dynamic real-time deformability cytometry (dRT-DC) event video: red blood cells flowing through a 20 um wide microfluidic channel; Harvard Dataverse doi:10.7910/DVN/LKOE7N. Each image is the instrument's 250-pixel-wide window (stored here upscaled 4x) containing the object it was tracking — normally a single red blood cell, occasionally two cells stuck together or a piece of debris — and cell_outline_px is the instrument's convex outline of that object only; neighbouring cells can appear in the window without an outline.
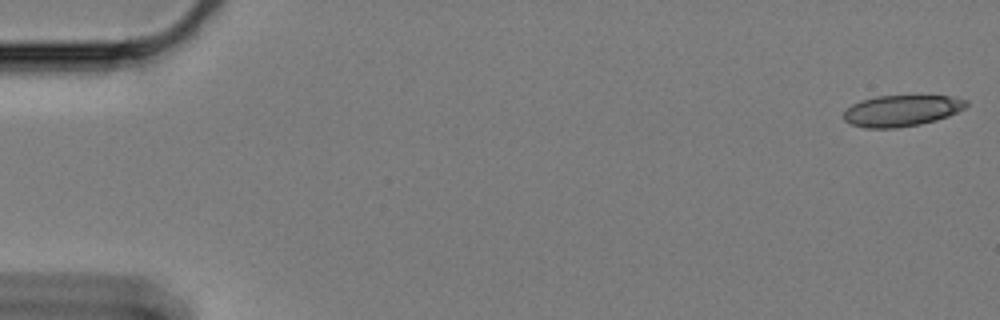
{"species": "Egyptian fruit bat (a non-hibernating species)", "species_latin": "Rousettus aegyptiacus", "temperature_condition": "cold", "stored_images_in_passage": 14, "camera_frame_rate_fps": 3000, "um_per_image_px": 0.085, "animal": {"sex": "female"}, "frame": {"image": 1, "passage_image": 1, "time_ms": 0.0, "image_size_px": [1000, 320], "cell_outline_px": [[968, 104], [964, 108], [948, 116], [936, 120], [920, 124], [896, 128], [864, 128], [852, 124], [844, 120], [844, 112], [852, 104], [860, 100], [876, 96], [952, 96], [968, 100]], "centroid_in_image_um": [76.64, 9.4], "position_along_channel_um": 8.4, "area_um2": 22.25}}